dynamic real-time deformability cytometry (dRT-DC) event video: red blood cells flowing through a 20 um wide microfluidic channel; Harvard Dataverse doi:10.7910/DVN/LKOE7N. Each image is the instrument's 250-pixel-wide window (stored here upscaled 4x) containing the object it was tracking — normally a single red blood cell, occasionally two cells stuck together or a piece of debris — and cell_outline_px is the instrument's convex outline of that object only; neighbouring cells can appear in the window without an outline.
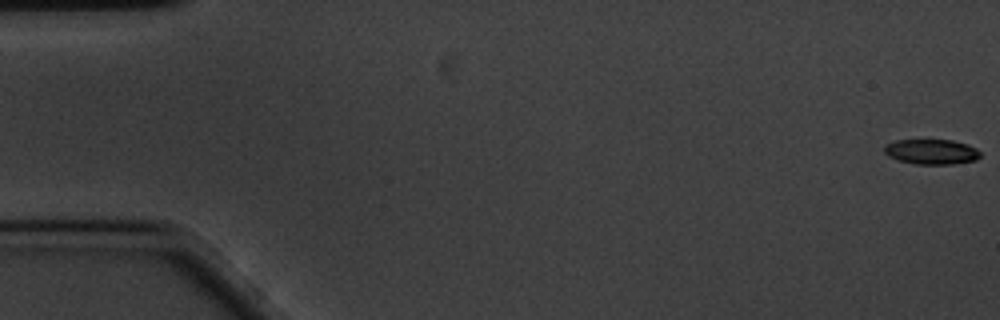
{"species": "common noctule bat (a hibernating species)", "species_latin": "Nyctalus noctula", "temperature_condition": "cold", "stored_images_in_passage": 59, "camera_frame_rate_fps": 3000, "um_per_image_px": 0.085, "animal": {"sex": "male", "body_mass_g": 20.1, "forearm_length_mm": 53.5}, "frame": {"image": 1, "passage_image": 1, "time_ms": 0.0, "image_size_px": [1000, 320], "cell_outline_px": [[980, 156], [976, 160], [952, 164], [916, 164], [900, 160], [888, 156], [884, 152], [884, 144], [896, 140], [952, 140], [968, 144], [976, 148], [980, 152]], "centroid_in_image_um": [79.17, 12.89], "position_along_channel_um": 5.8, "area_um2": 14.05}}
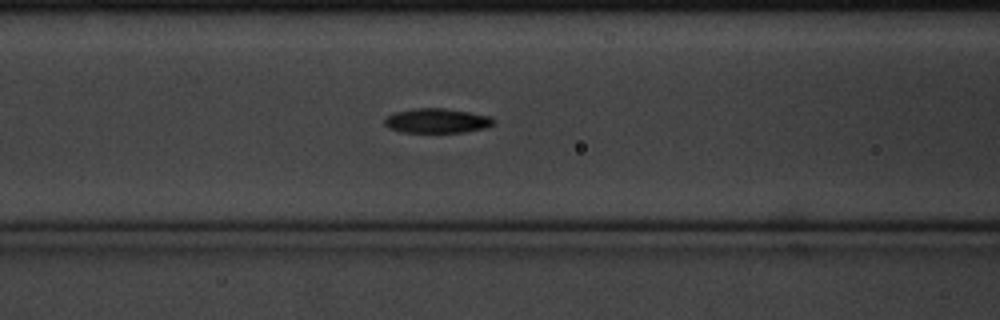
{"frame": {"image": 2, "passage_image": 24, "time_ms": 7.667, "image_size_px": [1000, 320], "cell_outline_px": [[496, 120], [492, 124], [484, 128], [464, 132], [400, 132], [388, 128], [384, 124], [384, 120], [392, 112], [416, 108], [444, 108], [492, 116]], "centroid_in_image_um": [37.11, 10.26], "position_along_channel_um": 129.5, "area_um2": 15.66}}
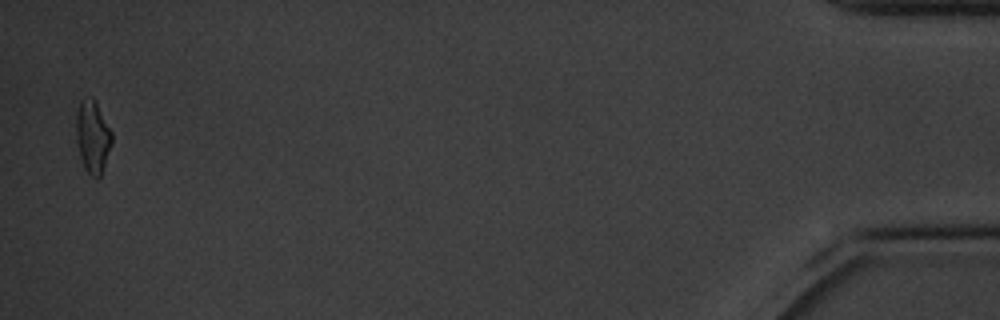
{"frame": {"image": 3, "passage_image": 58, "time_ms": 19.0, "image_size_px": [1000, 320], "cell_outline_px": [[112, 144], [100, 176], [96, 180], [84, 168], [80, 156], [76, 140], [76, 112], [80, 100], [92, 96], [112, 132]], "centroid_in_image_um": [7.86, 11.62], "position_along_channel_um": 427.3, "area_um2": 15.03}, "authors_computed_cell_mechanics": {"area_um2": 15.4326, "velocity_mm_per_s": 3.4352, "shape_relaxation_time_tau1_ms": 3.9369, "shape_relaxation_time_tau2_ms": null, "deformation_change_tau1": 0.123, "deformation_change_tau2": null}}